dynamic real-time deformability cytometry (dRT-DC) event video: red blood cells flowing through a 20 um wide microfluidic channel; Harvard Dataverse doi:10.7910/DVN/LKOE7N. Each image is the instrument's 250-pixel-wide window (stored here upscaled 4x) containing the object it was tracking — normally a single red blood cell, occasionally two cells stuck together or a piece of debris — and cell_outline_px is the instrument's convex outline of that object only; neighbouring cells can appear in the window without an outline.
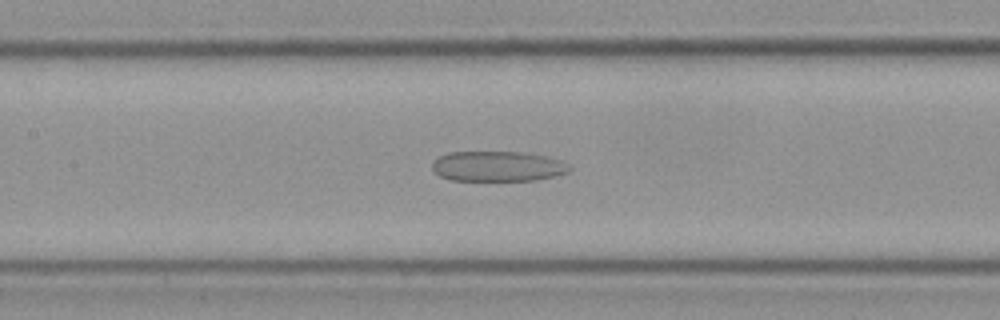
{"species": "Egyptian fruit bat (a non-hibernating species)", "species_latin": "Rousettus aegyptiacus", "temperature_condition": "cold", "stored_images_in_passage": 48, "camera_frame_rate_fps": 3000, "um_per_image_px": 0.085, "frame": {"image": 1, "passage_image": 22, "time_ms": 7.0, "image_size_px": [1000, 320], "cell_outline_px": [[572, 168], [568, 172], [536, 180], [452, 180], [440, 176], [432, 168], [432, 160], [448, 152], [528, 152], [548, 156], [560, 160], [568, 164]], "centroid_in_image_um": [42.31, 14.12], "position_along_channel_um": 165.1, "area_um2": 24.22}}
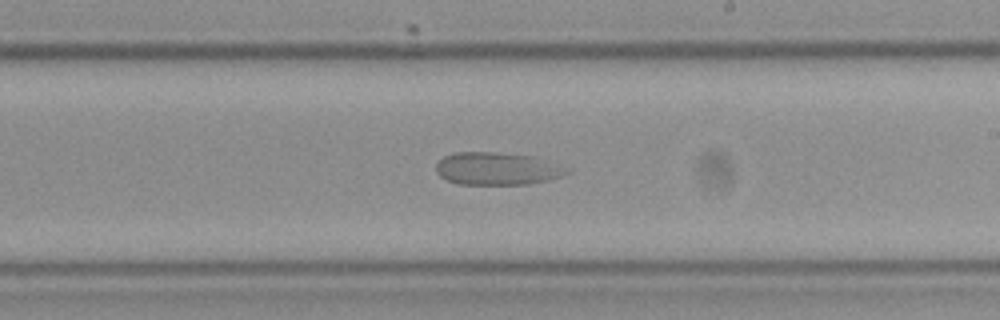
{"frame": {"image": 2, "passage_image": 29, "time_ms": 9.333, "image_size_px": [1000, 320], "cell_outline_px": [[572, 172], [548, 180], [528, 184], [460, 184], [448, 180], [440, 176], [436, 172], [436, 164], [444, 156], [456, 152], [496, 152], [536, 156]], "centroid_in_image_um": [42.21, 14.33], "position_along_channel_um": 246.8, "area_um2": 24.62}}
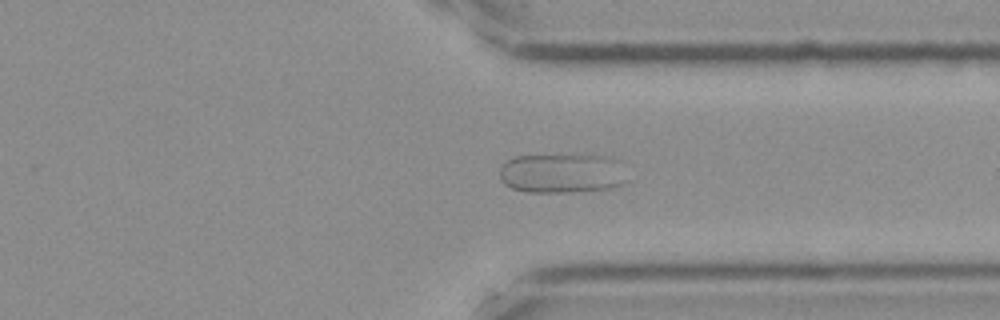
{"frame": {"image": 3, "passage_image": 39, "time_ms": 12.667, "image_size_px": [1000, 320], "cell_outline_px": [[620, 184], [612, 188], [572, 192], [524, 192], [512, 188], [504, 184], [500, 180], [500, 168], [508, 160], [516, 156], [584, 152], [592, 152], [612, 156], [616, 160]], "centroid_in_image_um": [47.66, 14.67], "position_along_channel_um": 363.7, "area_um2": 29.88}}